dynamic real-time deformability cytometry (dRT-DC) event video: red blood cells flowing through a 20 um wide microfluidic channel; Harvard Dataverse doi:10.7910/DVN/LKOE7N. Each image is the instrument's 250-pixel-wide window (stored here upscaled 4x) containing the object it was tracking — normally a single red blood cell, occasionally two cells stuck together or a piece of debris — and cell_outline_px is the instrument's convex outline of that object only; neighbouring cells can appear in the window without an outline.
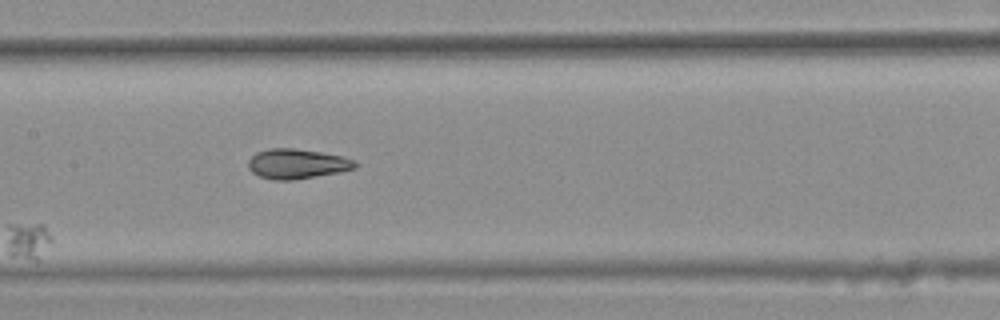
{"species": "common noctule bat (a hibernating species)", "species_latin": "Nyctalus noctula", "temperature_condition": "warm", "stored_images_in_passage": 8, "camera_frame_rate_fps": 3000, "um_per_image_px": 0.085, "animal": {"sex": "female", "body_mass_g": 25.1}, "frame": {"image": 1, "passage_image": 4, "time_ms": 1.0, "image_size_px": [1000, 320], "cell_outline_px": [[356, 168], [340, 172], [292, 180], [272, 180], [260, 176], [252, 172], [248, 168], [248, 160], [256, 152], [268, 148], [292, 148], [320, 152], [340, 156], [352, 160], [356, 164]], "centroid_in_image_um": [25.19, 13.93], "position_along_channel_um": 182.2, "area_um2": 18.44}}
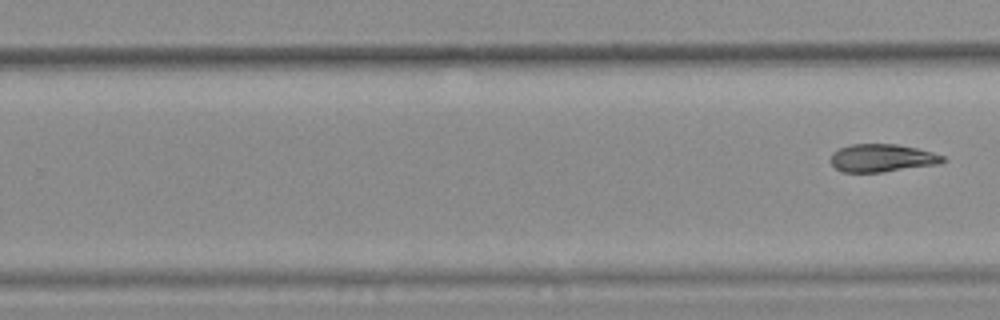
{"frame": {"image": 2, "passage_image": 8, "time_ms": 2.333, "image_size_px": [1000, 320], "cell_outline_px": [[944, 160], [940, 164], [884, 172], [840, 172], [828, 160], [832, 152], [840, 148], [852, 144], [896, 144], [916, 148], [932, 152], [944, 156]], "centroid_in_image_um": [74.94, 13.44], "position_along_channel_um": 254.9, "area_um2": 18.32}}